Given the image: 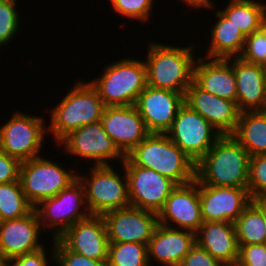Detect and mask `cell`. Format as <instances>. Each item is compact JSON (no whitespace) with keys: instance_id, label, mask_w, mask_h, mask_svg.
<instances>
[{"instance_id":"6da1fadb","label":"cell","mask_w":266,"mask_h":266,"mask_svg":"<svg viewBox=\"0 0 266 266\" xmlns=\"http://www.w3.org/2000/svg\"><path fill=\"white\" fill-rule=\"evenodd\" d=\"M121 164L153 169L176 185L195 180V162L166 134L150 133L125 156Z\"/></svg>"},{"instance_id":"7a4b0ae2","label":"cell","mask_w":266,"mask_h":266,"mask_svg":"<svg viewBox=\"0 0 266 266\" xmlns=\"http://www.w3.org/2000/svg\"><path fill=\"white\" fill-rule=\"evenodd\" d=\"M249 153L232 135H222L195 165V179L216 187H247Z\"/></svg>"},{"instance_id":"3957f363","label":"cell","mask_w":266,"mask_h":266,"mask_svg":"<svg viewBox=\"0 0 266 266\" xmlns=\"http://www.w3.org/2000/svg\"><path fill=\"white\" fill-rule=\"evenodd\" d=\"M195 60L190 46L174 47L150 42L145 62L147 85L185 95L193 82Z\"/></svg>"},{"instance_id":"277c9868","label":"cell","mask_w":266,"mask_h":266,"mask_svg":"<svg viewBox=\"0 0 266 266\" xmlns=\"http://www.w3.org/2000/svg\"><path fill=\"white\" fill-rule=\"evenodd\" d=\"M73 89L53 107L49 131L59 143L70 132L80 127L100 121L105 104L99 91L91 82H77Z\"/></svg>"},{"instance_id":"5b68a950","label":"cell","mask_w":266,"mask_h":266,"mask_svg":"<svg viewBox=\"0 0 266 266\" xmlns=\"http://www.w3.org/2000/svg\"><path fill=\"white\" fill-rule=\"evenodd\" d=\"M106 107L135 105L147 86L145 61L121 59L108 65L101 78L91 81Z\"/></svg>"},{"instance_id":"8992f818","label":"cell","mask_w":266,"mask_h":266,"mask_svg":"<svg viewBox=\"0 0 266 266\" xmlns=\"http://www.w3.org/2000/svg\"><path fill=\"white\" fill-rule=\"evenodd\" d=\"M109 165L91 168L90 177L77 175L85 192L87 208L91 215H103L106 212L130 206L128 181L124 175L116 173Z\"/></svg>"},{"instance_id":"52a82bcc","label":"cell","mask_w":266,"mask_h":266,"mask_svg":"<svg viewBox=\"0 0 266 266\" xmlns=\"http://www.w3.org/2000/svg\"><path fill=\"white\" fill-rule=\"evenodd\" d=\"M77 175L56 162L38 156L21 162L19 181L27 200L36 207L42 200L54 197L67 188Z\"/></svg>"},{"instance_id":"ba28073f","label":"cell","mask_w":266,"mask_h":266,"mask_svg":"<svg viewBox=\"0 0 266 266\" xmlns=\"http://www.w3.org/2000/svg\"><path fill=\"white\" fill-rule=\"evenodd\" d=\"M166 135L195 164L222 136L203 116L185 103L180 107Z\"/></svg>"},{"instance_id":"9c48e42d","label":"cell","mask_w":266,"mask_h":266,"mask_svg":"<svg viewBox=\"0 0 266 266\" xmlns=\"http://www.w3.org/2000/svg\"><path fill=\"white\" fill-rule=\"evenodd\" d=\"M81 206L86 207L83 208L85 211L81 210ZM34 209L40 225L51 226L54 239L60 237L76 222L91 215L87 208L84 187L78 178L56 196L42 200Z\"/></svg>"},{"instance_id":"30bf717a","label":"cell","mask_w":266,"mask_h":266,"mask_svg":"<svg viewBox=\"0 0 266 266\" xmlns=\"http://www.w3.org/2000/svg\"><path fill=\"white\" fill-rule=\"evenodd\" d=\"M42 117L17 112L0 127V150L24 162L40 156L47 129Z\"/></svg>"},{"instance_id":"8fae6325","label":"cell","mask_w":266,"mask_h":266,"mask_svg":"<svg viewBox=\"0 0 266 266\" xmlns=\"http://www.w3.org/2000/svg\"><path fill=\"white\" fill-rule=\"evenodd\" d=\"M109 243L134 242L148 245L158 223V214L133 206L103 215Z\"/></svg>"},{"instance_id":"7c38bea8","label":"cell","mask_w":266,"mask_h":266,"mask_svg":"<svg viewBox=\"0 0 266 266\" xmlns=\"http://www.w3.org/2000/svg\"><path fill=\"white\" fill-rule=\"evenodd\" d=\"M123 167L128 181L130 206L158 214L177 185L153 169L140 166Z\"/></svg>"},{"instance_id":"4fadbf2b","label":"cell","mask_w":266,"mask_h":266,"mask_svg":"<svg viewBox=\"0 0 266 266\" xmlns=\"http://www.w3.org/2000/svg\"><path fill=\"white\" fill-rule=\"evenodd\" d=\"M58 144L68 154L95 160L94 165H109L108 160L124 161L125 156L105 132L100 121L90 123L70 132ZM107 160V161H106Z\"/></svg>"},{"instance_id":"5bb4252c","label":"cell","mask_w":266,"mask_h":266,"mask_svg":"<svg viewBox=\"0 0 266 266\" xmlns=\"http://www.w3.org/2000/svg\"><path fill=\"white\" fill-rule=\"evenodd\" d=\"M170 222H173L172 224ZM160 225L188 230L196 233L203 223L199 199V182L195 179L184 185H177L158 212ZM176 226H171V225Z\"/></svg>"},{"instance_id":"9a60e30c","label":"cell","mask_w":266,"mask_h":266,"mask_svg":"<svg viewBox=\"0 0 266 266\" xmlns=\"http://www.w3.org/2000/svg\"><path fill=\"white\" fill-rule=\"evenodd\" d=\"M183 104V93L147 85L139 94L135 107L149 133L166 134Z\"/></svg>"},{"instance_id":"2e32d148","label":"cell","mask_w":266,"mask_h":266,"mask_svg":"<svg viewBox=\"0 0 266 266\" xmlns=\"http://www.w3.org/2000/svg\"><path fill=\"white\" fill-rule=\"evenodd\" d=\"M203 222H232L252 201L247 187H216L199 183Z\"/></svg>"},{"instance_id":"e0dca14e","label":"cell","mask_w":266,"mask_h":266,"mask_svg":"<svg viewBox=\"0 0 266 266\" xmlns=\"http://www.w3.org/2000/svg\"><path fill=\"white\" fill-rule=\"evenodd\" d=\"M100 123L124 156L150 134L135 105L105 107Z\"/></svg>"},{"instance_id":"ac0fdd59","label":"cell","mask_w":266,"mask_h":266,"mask_svg":"<svg viewBox=\"0 0 266 266\" xmlns=\"http://www.w3.org/2000/svg\"><path fill=\"white\" fill-rule=\"evenodd\" d=\"M58 239L70 250L97 261H108L109 239L102 215H90L68 228Z\"/></svg>"},{"instance_id":"d6986e66","label":"cell","mask_w":266,"mask_h":266,"mask_svg":"<svg viewBox=\"0 0 266 266\" xmlns=\"http://www.w3.org/2000/svg\"><path fill=\"white\" fill-rule=\"evenodd\" d=\"M184 103L203 116L221 135H231L239 120L237 102L218 97L194 82L186 89Z\"/></svg>"},{"instance_id":"ffe728a7","label":"cell","mask_w":266,"mask_h":266,"mask_svg":"<svg viewBox=\"0 0 266 266\" xmlns=\"http://www.w3.org/2000/svg\"><path fill=\"white\" fill-rule=\"evenodd\" d=\"M41 225L35 209L18 219L0 221V253L4 260L37 251Z\"/></svg>"},{"instance_id":"44dd1931","label":"cell","mask_w":266,"mask_h":266,"mask_svg":"<svg viewBox=\"0 0 266 266\" xmlns=\"http://www.w3.org/2000/svg\"><path fill=\"white\" fill-rule=\"evenodd\" d=\"M196 60L193 68V82L208 93L237 102L236 77L231 65V57L212 58L209 61H205L203 57H197Z\"/></svg>"},{"instance_id":"7402d4cb","label":"cell","mask_w":266,"mask_h":266,"mask_svg":"<svg viewBox=\"0 0 266 266\" xmlns=\"http://www.w3.org/2000/svg\"><path fill=\"white\" fill-rule=\"evenodd\" d=\"M236 77L237 106L240 112L266 110L264 66L231 57Z\"/></svg>"},{"instance_id":"603a6c76","label":"cell","mask_w":266,"mask_h":266,"mask_svg":"<svg viewBox=\"0 0 266 266\" xmlns=\"http://www.w3.org/2000/svg\"><path fill=\"white\" fill-rule=\"evenodd\" d=\"M195 241L224 266H236L239 245L235 223L203 222L195 233Z\"/></svg>"},{"instance_id":"cb8c5ba5","label":"cell","mask_w":266,"mask_h":266,"mask_svg":"<svg viewBox=\"0 0 266 266\" xmlns=\"http://www.w3.org/2000/svg\"><path fill=\"white\" fill-rule=\"evenodd\" d=\"M195 243L194 232L158 224L147 245L149 263L154 258L159 264L178 266Z\"/></svg>"},{"instance_id":"d4e9b609","label":"cell","mask_w":266,"mask_h":266,"mask_svg":"<svg viewBox=\"0 0 266 266\" xmlns=\"http://www.w3.org/2000/svg\"><path fill=\"white\" fill-rule=\"evenodd\" d=\"M215 14L219 19L212 26L211 42L206 57L208 59L238 57L242 52L246 37L220 11Z\"/></svg>"},{"instance_id":"484cf974","label":"cell","mask_w":266,"mask_h":266,"mask_svg":"<svg viewBox=\"0 0 266 266\" xmlns=\"http://www.w3.org/2000/svg\"><path fill=\"white\" fill-rule=\"evenodd\" d=\"M231 135L250 157L266 154V110L240 113L235 131Z\"/></svg>"},{"instance_id":"4316f807","label":"cell","mask_w":266,"mask_h":266,"mask_svg":"<svg viewBox=\"0 0 266 266\" xmlns=\"http://www.w3.org/2000/svg\"><path fill=\"white\" fill-rule=\"evenodd\" d=\"M234 223L239 246L266 243L265 199L252 200Z\"/></svg>"},{"instance_id":"83f0119b","label":"cell","mask_w":266,"mask_h":266,"mask_svg":"<svg viewBox=\"0 0 266 266\" xmlns=\"http://www.w3.org/2000/svg\"><path fill=\"white\" fill-rule=\"evenodd\" d=\"M220 12L246 37L260 29L266 17V3L256 0H230L227 7Z\"/></svg>"},{"instance_id":"f1b7e54d","label":"cell","mask_w":266,"mask_h":266,"mask_svg":"<svg viewBox=\"0 0 266 266\" xmlns=\"http://www.w3.org/2000/svg\"><path fill=\"white\" fill-rule=\"evenodd\" d=\"M33 209L19 180L0 184V221L24 217Z\"/></svg>"},{"instance_id":"f546056e","label":"cell","mask_w":266,"mask_h":266,"mask_svg":"<svg viewBox=\"0 0 266 266\" xmlns=\"http://www.w3.org/2000/svg\"><path fill=\"white\" fill-rule=\"evenodd\" d=\"M108 266H151L145 244L109 243Z\"/></svg>"},{"instance_id":"4dcf8cb0","label":"cell","mask_w":266,"mask_h":266,"mask_svg":"<svg viewBox=\"0 0 266 266\" xmlns=\"http://www.w3.org/2000/svg\"><path fill=\"white\" fill-rule=\"evenodd\" d=\"M247 190L252 200L266 199V154L250 157Z\"/></svg>"},{"instance_id":"1f68e13d","label":"cell","mask_w":266,"mask_h":266,"mask_svg":"<svg viewBox=\"0 0 266 266\" xmlns=\"http://www.w3.org/2000/svg\"><path fill=\"white\" fill-rule=\"evenodd\" d=\"M16 4V0H0V46L7 45L19 30Z\"/></svg>"},{"instance_id":"d6a6232c","label":"cell","mask_w":266,"mask_h":266,"mask_svg":"<svg viewBox=\"0 0 266 266\" xmlns=\"http://www.w3.org/2000/svg\"><path fill=\"white\" fill-rule=\"evenodd\" d=\"M238 57L248 63L266 66V38L260 30L246 36L242 52Z\"/></svg>"},{"instance_id":"836d02e7","label":"cell","mask_w":266,"mask_h":266,"mask_svg":"<svg viewBox=\"0 0 266 266\" xmlns=\"http://www.w3.org/2000/svg\"><path fill=\"white\" fill-rule=\"evenodd\" d=\"M53 242L52 258L60 266H108L107 261H97L70 251L58 238Z\"/></svg>"},{"instance_id":"e575fe53","label":"cell","mask_w":266,"mask_h":266,"mask_svg":"<svg viewBox=\"0 0 266 266\" xmlns=\"http://www.w3.org/2000/svg\"><path fill=\"white\" fill-rule=\"evenodd\" d=\"M114 10L122 16L140 21H148L154 0H109Z\"/></svg>"},{"instance_id":"d590c367","label":"cell","mask_w":266,"mask_h":266,"mask_svg":"<svg viewBox=\"0 0 266 266\" xmlns=\"http://www.w3.org/2000/svg\"><path fill=\"white\" fill-rule=\"evenodd\" d=\"M236 266H266V243L239 246Z\"/></svg>"},{"instance_id":"8d00e7d4","label":"cell","mask_w":266,"mask_h":266,"mask_svg":"<svg viewBox=\"0 0 266 266\" xmlns=\"http://www.w3.org/2000/svg\"><path fill=\"white\" fill-rule=\"evenodd\" d=\"M178 266H224L204 248L195 243Z\"/></svg>"},{"instance_id":"74e56055","label":"cell","mask_w":266,"mask_h":266,"mask_svg":"<svg viewBox=\"0 0 266 266\" xmlns=\"http://www.w3.org/2000/svg\"><path fill=\"white\" fill-rule=\"evenodd\" d=\"M21 162L0 150V184L19 180Z\"/></svg>"},{"instance_id":"f35d334b","label":"cell","mask_w":266,"mask_h":266,"mask_svg":"<svg viewBox=\"0 0 266 266\" xmlns=\"http://www.w3.org/2000/svg\"><path fill=\"white\" fill-rule=\"evenodd\" d=\"M44 247L23 255L5 260L4 266H47L48 259Z\"/></svg>"},{"instance_id":"ab89813d","label":"cell","mask_w":266,"mask_h":266,"mask_svg":"<svg viewBox=\"0 0 266 266\" xmlns=\"http://www.w3.org/2000/svg\"><path fill=\"white\" fill-rule=\"evenodd\" d=\"M186 2L187 5L192 6L193 8H200V7H205V8H212L213 3L210 0H183Z\"/></svg>"},{"instance_id":"60d3db41","label":"cell","mask_w":266,"mask_h":266,"mask_svg":"<svg viewBox=\"0 0 266 266\" xmlns=\"http://www.w3.org/2000/svg\"><path fill=\"white\" fill-rule=\"evenodd\" d=\"M259 30L264 34V37L266 38V17L263 19Z\"/></svg>"},{"instance_id":"b9f144b4","label":"cell","mask_w":266,"mask_h":266,"mask_svg":"<svg viewBox=\"0 0 266 266\" xmlns=\"http://www.w3.org/2000/svg\"><path fill=\"white\" fill-rule=\"evenodd\" d=\"M5 260L2 258L0 253V266H4Z\"/></svg>"},{"instance_id":"7bdbcfd3","label":"cell","mask_w":266,"mask_h":266,"mask_svg":"<svg viewBox=\"0 0 266 266\" xmlns=\"http://www.w3.org/2000/svg\"><path fill=\"white\" fill-rule=\"evenodd\" d=\"M264 79H265V88H266V66H264Z\"/></svg>"},{"instance_id":"ee69618b","label":"cell","mask_w":266,"mask_h":266,"mask_svg":"<svg viewBox=\"0 0 266 266\" xmlns=\"http://www.w3.org/2000/svg\"><path fill=\"white\" fill-rule=\"evenodd\" d=\"M265 220H266V199H265Z\"/></svg>"}]
</instances>
